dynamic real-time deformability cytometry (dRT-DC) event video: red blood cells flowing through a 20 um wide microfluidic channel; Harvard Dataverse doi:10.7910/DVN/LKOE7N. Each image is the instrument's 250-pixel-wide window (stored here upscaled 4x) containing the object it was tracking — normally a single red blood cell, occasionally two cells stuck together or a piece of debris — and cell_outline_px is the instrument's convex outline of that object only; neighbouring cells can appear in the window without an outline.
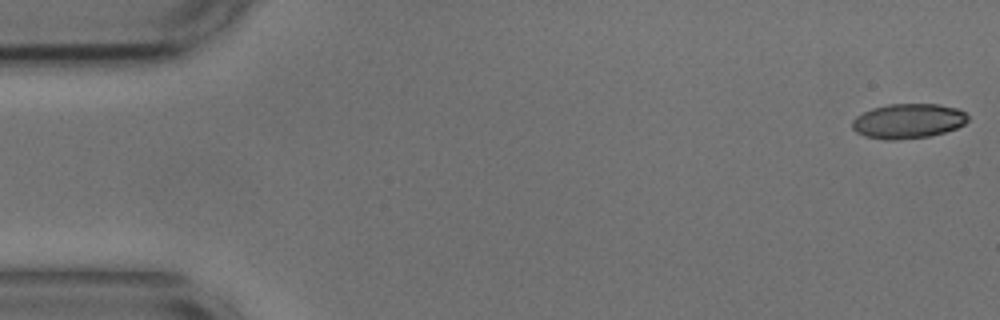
{"species": "common noctule bat (a hibernating species)", "species_latin": "Nyctalus noctula", "temperature_condition": "cold", "stored_images_in_passage": 54, "camera_frame_rate_fps": 3000, "um_per_image_px": 0.085, "animal": {"sex": "male", "body_mass_g": 17.9, "forearm_length_mm": 54.2}, "frame": {"image": 1, "passage_image": 1, "time_ms": 0.0, "image_size_px": [1000, 320], "cell_outline_px": [[968, 120], [964, 124], [956, 128], [944, 132], [928, 136], [900, 140], [884, 140], [864, 136], [856, 132], [852, 128], [852, 120], [856, 116], [872, 108], [888, 104], [940, 104], [956, 108], [964, 112], [968, 116]], "centroid_in_image_um": [77.17, 10.29], "position_along_channel_um": 7.8, "area_um2": 23.52}}
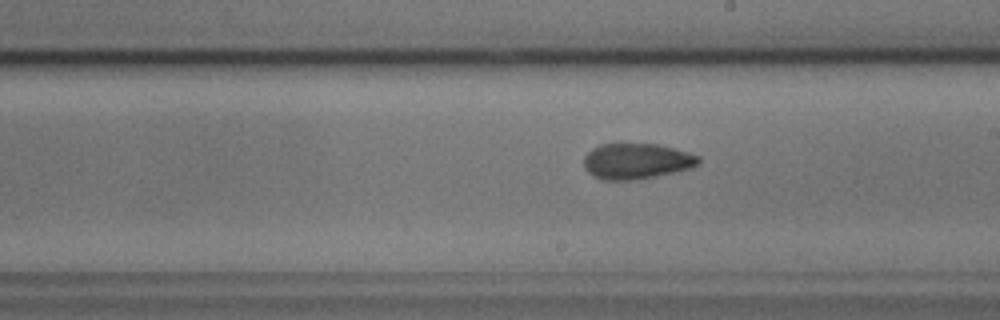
{"frame": {"image": 2, "passage_image": 30, "time_ms": 9.667, "image_size_px": [1000, 320], "cell_outline_px": [[700, 164], [692, 168], [656, 176], [632, 180], [600, 180], [592, 176], [584, 168], [584, 156], [592, 148], [600, 144], [656, 144], [688, 152], [700, 156]], "centroid_in_image_um": [54.09, 13.71], "position_along_channel_um": 234.9, "area_um2": 23.99}}
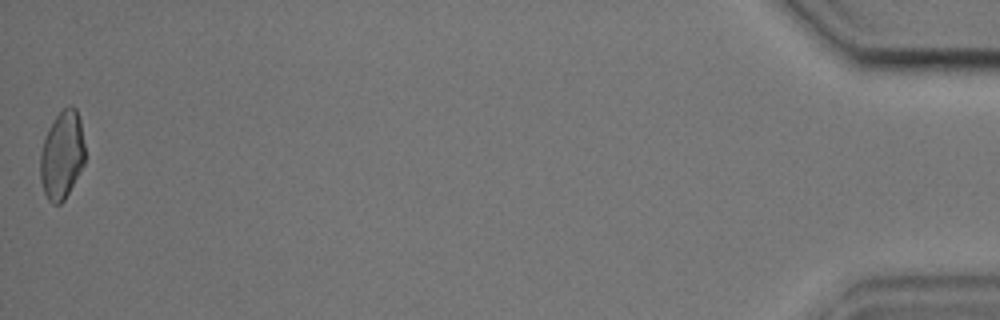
{"frame": {"image": 3, "passage_image": 54, "time_ms": 17.667, "image_size_px": [1000, 320], "cell_outline_px": [[84, 164], [80, 172], [64, 200], [60, 204], [52, 204], [48, 200], [44, 192], [40, 180], [40, 152], [48, 128], [56, 116], [68, 104], [72, 104], [76, 108], [80, 120], [84, 144]], "centroid_in_image_um": [5.26, 13.18], "position_along_channel_um": 429.9, "area_um2": 23.0}, "authors_computed_cell_mechanics": {"area_um2": 23.5824, "velocity_mm_per_s": 3.6614, "shape_relaxation_time_tau1_ms": 7.3596, "shape_relaxation_time_tau2_ms": 1.6644, "deformation_change_tau1": 0.1645, "deformation_change_tau2": 0.0706}}